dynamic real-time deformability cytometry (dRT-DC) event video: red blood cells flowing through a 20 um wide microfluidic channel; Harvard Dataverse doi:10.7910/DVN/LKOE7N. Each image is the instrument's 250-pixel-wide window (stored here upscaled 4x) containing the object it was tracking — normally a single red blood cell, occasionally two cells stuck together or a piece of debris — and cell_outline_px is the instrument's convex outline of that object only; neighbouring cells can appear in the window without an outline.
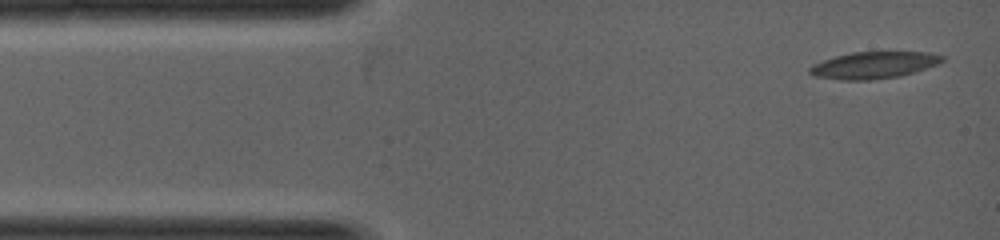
{"species": "common noctule bat (a hibernating species)", "species_latin": "Nyctalus noctula", "temperature_condition": "warm", "stored_images_in_passage": 37, "camera_frame_rate_fps": 5000, "um_per_image_px": 0.085, "animal": {"sex": "female", "body_mass_g": 19.0, "forearm_length_mm": 53.3}, "frame": {"image": 1, "passage_image": 1, "time_ms": 0.0, "image_size_px": [1000, 240], "cell_outline_px": [[944, 60], [940, 64], [900, 76], [868, 80], [840, 80], [812, 76], [808, 72], [808, 68], [812, 64], [836, 56], [852, 52], [928, 52], [944, 56]], "centroid_in_image_um": [74.25, 5.54], "position_along_channel_um": 10.7, "area_um2": 20.81}}
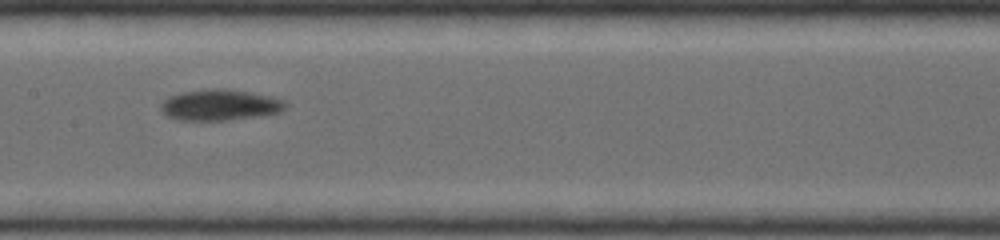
{"frame": {"image": 2, "passage_image": 16, "time_ms": 3.0, "image_size_px": [1000, 240], "cell_outline_px": [[288, 108], [280, 112], [264, 116], [228, 120], [176, 120], [160, 112], [160, 104], [168, 96], [180, 92], [212, 88], [216, 88], [248, 92], [268, 96], [284, 100], [288, 104]], "centroid_in_image_um": [18.69, 8.93], "position_along_channel_um": 188.7, "area_um2": 22.77}}
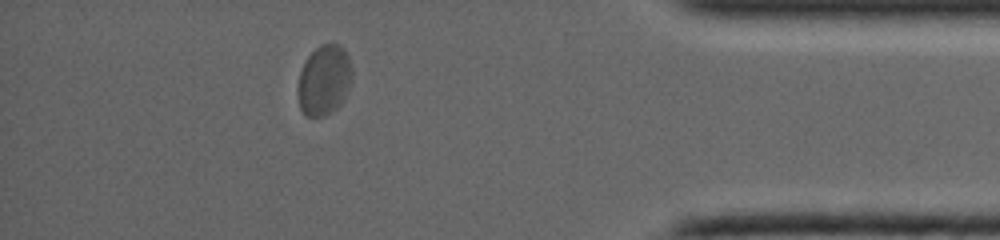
{"frame": {"image": 3, "passage_image": 31, "time_ms": 6.0, "image_size_px": [1000, 240], "cell_outline_px": [[352, 80], [344, 100], [332, 112], [324, 116], [304, 116], [300, 108], [296, 92], [296, 88], [300, 72], [308, 56], [320, 44], [340, 44], [344, 48], [348, 56], [352, 68]], "centroid_in_image_um": [27.55, 6.83], "position_along_channel_um": 407.7, "area_um2": 22.54}}